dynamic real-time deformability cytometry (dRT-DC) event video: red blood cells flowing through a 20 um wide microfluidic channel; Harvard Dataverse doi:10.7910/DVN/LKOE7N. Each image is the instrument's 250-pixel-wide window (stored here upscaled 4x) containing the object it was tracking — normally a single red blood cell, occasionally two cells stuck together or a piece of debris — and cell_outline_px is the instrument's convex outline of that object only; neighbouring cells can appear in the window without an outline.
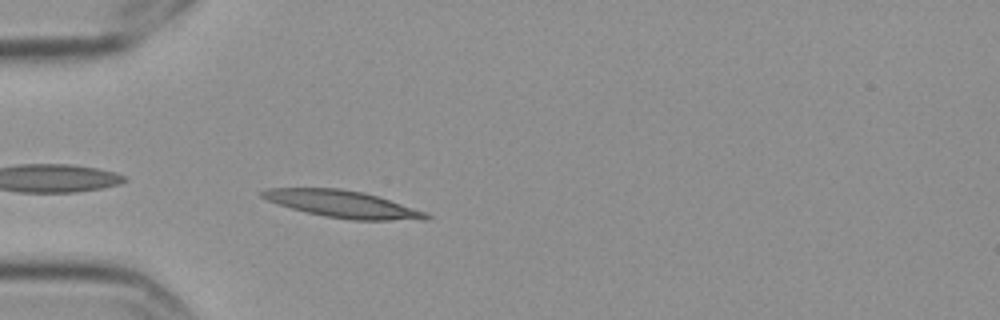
{"species": "Egyptian fruit bat (a non-hibernating species)", "species_latin": "Rousettus aegyptiacus", "temperature_condition": "cold", "stored_images_in_passage": 4, "camera_frame_rate_fps": 3000, "um_per_image_px": 0.085, "frame": {"image": 1, "passage_image": 4, "time_ms": 1.0, "image_size_px": [1000, 320], "cell_outline_px": [[432, 216], [428, 220], [352, 220], [328, 216], [308, 212], [292, 208], [268, 200], [260, 196], [260, 192], [268, 188], [340, 188], [364, 192], [428, 212]], "centroid_in_image_um": [29.2, 17.35], "position_along_channel_um": 55.8, "area_um2": 25.61}}